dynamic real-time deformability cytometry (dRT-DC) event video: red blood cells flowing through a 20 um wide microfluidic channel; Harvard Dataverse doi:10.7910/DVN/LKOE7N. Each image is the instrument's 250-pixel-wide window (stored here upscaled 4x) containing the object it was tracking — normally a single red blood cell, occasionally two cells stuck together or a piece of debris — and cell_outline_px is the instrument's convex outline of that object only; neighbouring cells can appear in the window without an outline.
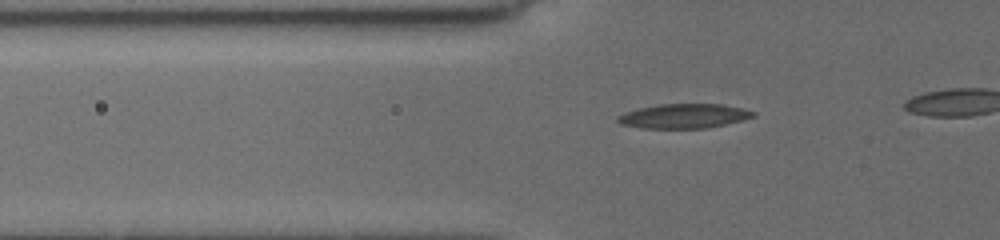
{"species": "common noctule bat (a hibernating species)", "species_latin": "Nyctalus noctula", "temperature_condition": "cold", "stored_images_in_passage": 33, "camera_frame_rate_fps": 3000, "um_per_image_px": 0.085, "animal": {"sex": "female", "body_mass_g": 19.5, "forearm_length_mm": 54.1}, "frame": {"image": 1, "passage_image": 12, "time_ms": 2.667, "image_size_px": [1000, 240], "cell_outline_px": [[756, 116], [708, 128], [640, 128], [620, 124], [616, 120], [616, 116], [624, 112], [636, 108], [656, 104], [724, 104], [756, 112]], "centroid_in_image_um": [58.06, 9.86], "position_along_channel_um": 67.7, "area_um2": 19.42}}
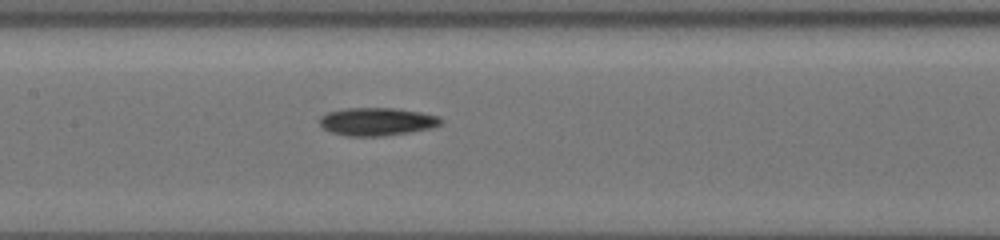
{"frame": {"image": 2, "passage_image": 24, "time_ms": 5.667, "image_size_px": [1000, 240], "cell_outline_px": [[444, 120], [440, 124], [432, 128], [384, 136], [348, 136], [332, 132], [324, 128], [320, 124], [320, 116], [328, 112], [344, 108], [392, 108], [420, 112], [440, 116]], "centroid_in_image_um": [32.05, 10.33], "position_along_channel_um": 175.3, "area_um2": 19.71}}
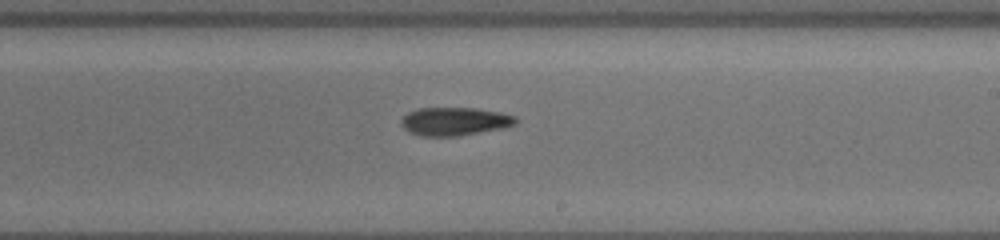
{"frame": {"image": 3, "passage_image": 32, "time_ms": 7.667, "image_size_px": [1000, 240], "cell_outline_px": [[516, 124], [504, 128], [460, 136], [420, 136], [408, 132], [400, 124], [400, 120], [408, 112], [416, 108], [476, 108], [500, 112], [516, 116]], "centroid_in_image_um": [38.63, 10.32], "position_along_channel_um": 250.4, "area_um2": 19.07}}